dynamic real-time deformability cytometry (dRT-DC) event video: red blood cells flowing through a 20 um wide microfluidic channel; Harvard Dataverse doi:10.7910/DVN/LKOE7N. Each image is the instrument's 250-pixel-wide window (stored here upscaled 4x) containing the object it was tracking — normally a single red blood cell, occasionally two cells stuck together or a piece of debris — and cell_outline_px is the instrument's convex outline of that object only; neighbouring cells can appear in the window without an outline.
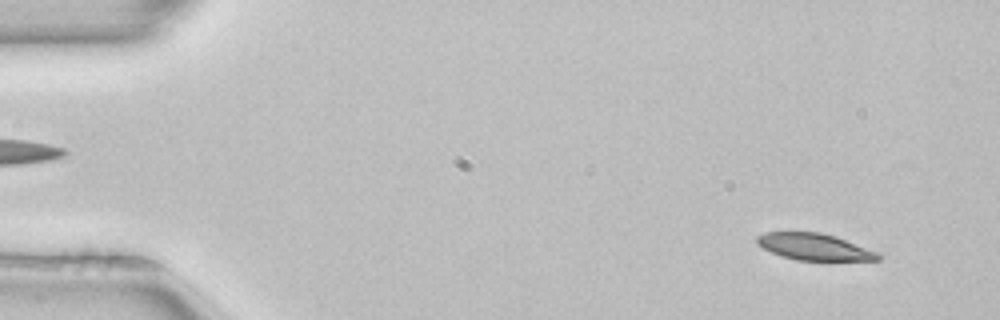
{"species": "common noctule bat (a hibernating species)", "species_latin": "Nyctalus noctula", "temperature_condition": "room temperature", "stored_images_in_passage": 51, "camera_frame_rate_fps": 3000, "um_per_image_px": 0.085, "animal": {"sex": "female", "body_mass_g": 22.7, "forearm_length_mm": 54.2}, "frame": {"image": 1, "passage_image": 4, "time_ms": 1.0, "image_size_px": [1000, 320], "cell_outline_px": [[884, 256], [880, 260], [796, 260], [780, 256], [756, 244], [756, 236], [764, 232], [820, 232], [836, 236], [880, 252]], "centroid_in_image_um": [69.26, 20.98], "position_along_channel_um": 15.7, "area_um2": 19.07}}
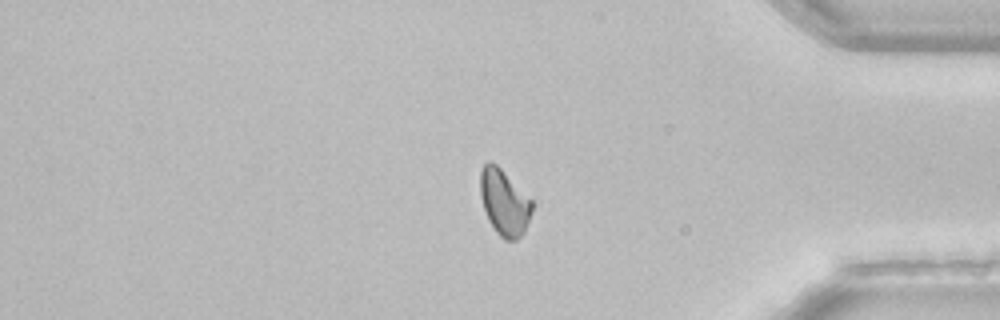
{"frame": {"image": 2, "passage_image": 43, "time_ms": 14.0, "image_size_px": [1000, 320], "cell_outline_px": [[532, 212], [524, 232], [516, 240], [504, 240], [496, 232], [488, 220], [480, 196], [480, 172], [484, 164], [488, 160], [492, 160], [532, 200]], "centroid_in_image_um": [42.84, 17.2], "position_along_channel_um": 392.4, "area_um2": 19.83}}
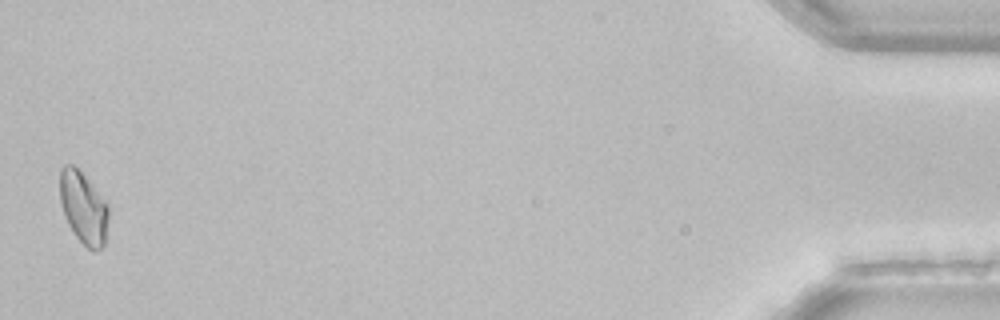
{"frame": {"image": 3, "passage_image": 51, "time_ms": 16.667, "image_size_px": [1000, 320], "cell_outline_px": [[108, 220], [104, 244], [96, 252], [92, 252], [76, 236], [68, 224], [64, 216], [60, 200], [60, 168], [64, 164], [72, 164], [84, 176], [108, 204]], "centroid_in_image_um": [7.08, 17.67], "position_along_channel_um": 428.1, "area_um2": 20.23}, "authors_computed_cell_mechanics": {"area_um2": 20.23, "velocity_mm_per_s": 3.9587, "shape_relaxation_time_tau1_ms": null, "shape_relaxation_time_tau2_ms": 5.7447, "deformation_change_tau1": null, "deformation_change_tau2": 0.1051}}